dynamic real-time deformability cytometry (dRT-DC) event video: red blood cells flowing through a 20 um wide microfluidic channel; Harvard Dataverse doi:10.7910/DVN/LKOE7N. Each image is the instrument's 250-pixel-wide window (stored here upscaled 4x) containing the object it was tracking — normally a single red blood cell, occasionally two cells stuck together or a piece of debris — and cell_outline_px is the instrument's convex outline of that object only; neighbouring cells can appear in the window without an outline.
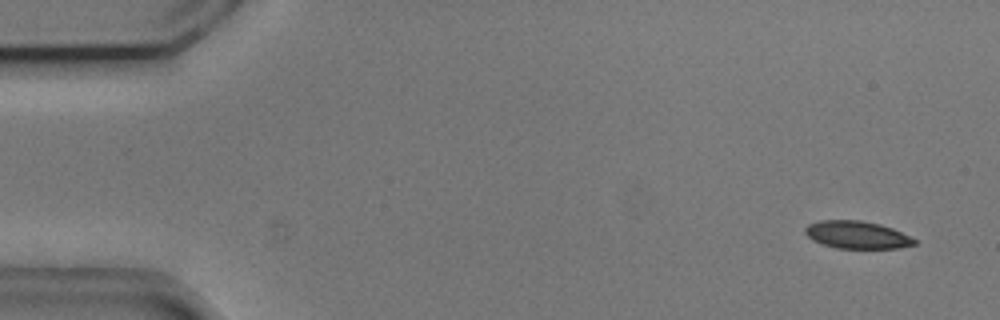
{"species": "common noctule bat (a hibernating species)", "species_latin": "Nyctalus noctula", "temperature_condition": "cold", "stored_images_in_passage": 54, "camera_frame_rate_fps": 3000, "um_per_image_px": 0.085, "animal": {"sex": "male", "body_mass_g": 20.5, "forearm_length_mm": 52.5}, "frame": {"image": 1, "passage_image": 3, "time_ms": 0.667, "image_size_px": [1000, 320], "cell_outline_px": [[916, 244], [896, 248], [836, 248], [812, 240], [804, 232], [804, 228], [808, 224], [820, 220], [860, 220], [880, 224], [892, 228], [916, 240]], "centroid_in_image_um": [72.8, 19.95], "position_along_channel_um": 12.2, "area_um2": 17.4}}
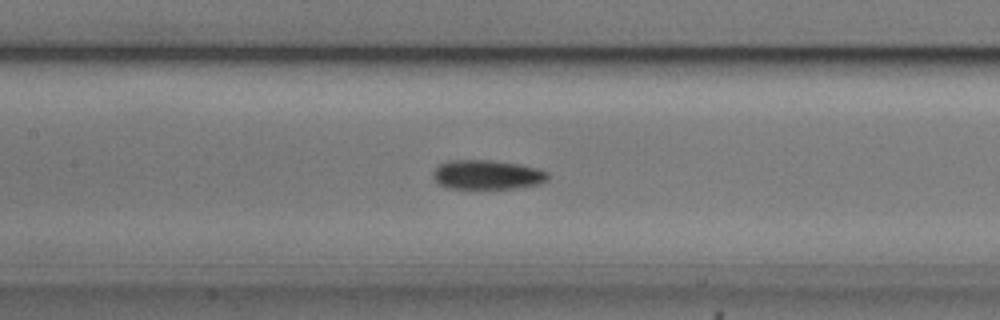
{"frame": {"image": 2, "passage_image": 25, "time_ms": 8.0, "image_size_px": [1000, 320], "cell_outline_px": [[548, 180], [540, 184], [516, 188], [444, 188], [432, 176], [436, 168], [440, 164], [448, 160], [492, 160], [520, 164], [536, 168], [548, 172]], "centroid_in_image_um": [41.42, 14.85], "position_along_channel_um": 166.0, "area_um2": 19.65}}
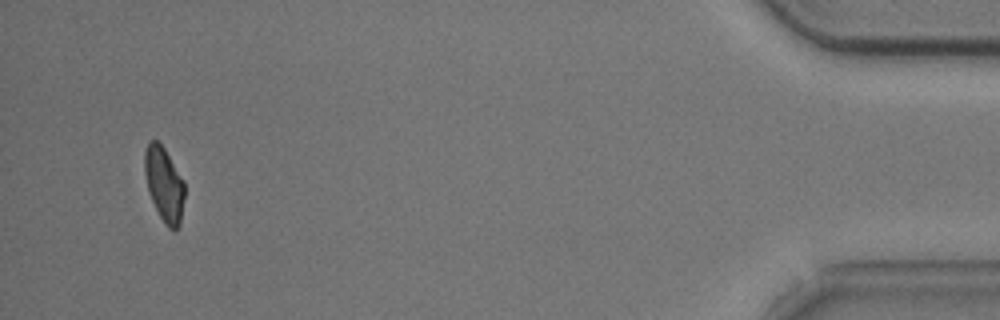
{"frame": {"image": 3, "passage_image": 52, "time_ms": 17.0, "image_size_px": [1000, 320], "cell_outline_px": [[184, 196], [180, 224], [176, 228], [168, 228], [164, 224], [148, 192], [144, 172], [144, 152], [148, 140], [156, 140], [164, 148], [184, 180]], "centroid_in_image_um": [13.93, 15.63], "position_along_channel_um": 421.3, "area_um2": 17.28}, "authors_computed_cell_mechanics": {"area_um2": 18.7561, "velocity_mm_per_s": 3.7053, "shape_relaxation_time_tau1_ms": 5.5344, "shape_relaxation_time_tau2_ms": 9.8245, "deformation_change_tau1": 0.133, "deformation_change_tau2": 0.165}}